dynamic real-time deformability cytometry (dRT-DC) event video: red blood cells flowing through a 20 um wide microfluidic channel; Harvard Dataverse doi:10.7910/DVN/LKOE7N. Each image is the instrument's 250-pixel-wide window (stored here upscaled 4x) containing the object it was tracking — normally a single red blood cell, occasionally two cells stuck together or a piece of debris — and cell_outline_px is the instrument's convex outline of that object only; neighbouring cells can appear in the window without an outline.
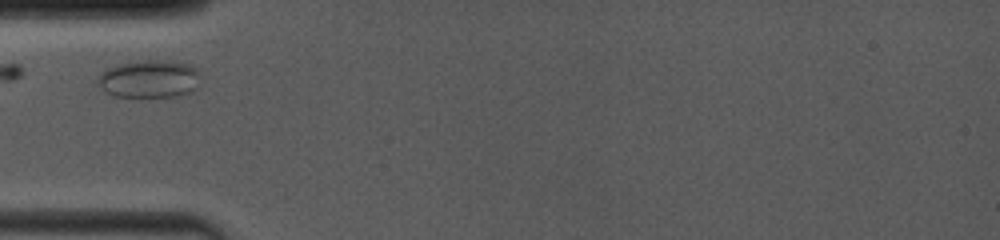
{"species": "common noctule bat (a hibernating species)", "species_latin": "Nyctalus noctula", "temperature_condition": "room temperature", "stored_images_in_passage": 4, "camera_frame_rate_fps": 4000, "um_per_image_px": 0.085, "animal": {"sex": "female", "body_mass_g": 19.0, "forearm_length_mm": 53.3}, "frame": {"image": 1, "passage_image": 2, "time_ms": 1.0, "image_size_px": [1000, 240], "cell_outline_px": [[200, 72], [196, 88], [192, 92], [176, 96], [116, 96], [100, 88], [96, 80], [108, 68], [116, 64], [136, 60], [172, 60], [188, 64], [196, 68]], "centroid_in_image_um": [12.71, 6.68], "position_along_channel_um": 72.3, "area_um2": 22.66}}